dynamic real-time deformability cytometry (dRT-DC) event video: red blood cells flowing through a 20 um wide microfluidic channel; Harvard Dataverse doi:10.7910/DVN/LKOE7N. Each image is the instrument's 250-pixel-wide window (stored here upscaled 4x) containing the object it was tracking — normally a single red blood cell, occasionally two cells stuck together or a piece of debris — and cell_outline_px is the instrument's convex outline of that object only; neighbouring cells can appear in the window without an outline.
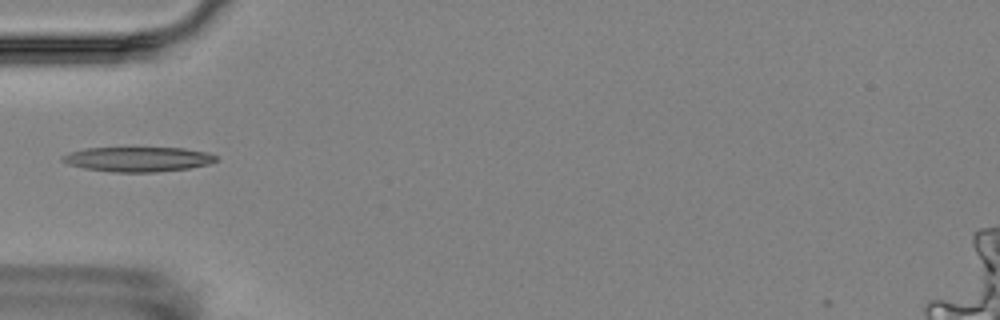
{"species": "Egyptian fruit bat (a non-hibernating species)", "species_latin": "Rousettus aegyptiacus", "temperature_condition": "room temperature", "stored_images_in_passage": 1, "camera_frame_rate_fps": 3000, "um_per_image_px": 0.085, "animal": {"sex": "female"}, "frame": {"image": 1, "passage_image": 1, "time_ms": 0.0, "image_size_px": [1000, 320], "cell_outline_px": [[216, 160], [208, 164], [188, 168], [156, 172], [116, 172], [84, 168], [68, 164], [60, 160], [60, 156], [84, 148], [184, 148], [208, 152], [216, 156]], "centroid_in_image_um": [11.71, 13.53], "position_along_channel_um": 73.3, "area_um2": 22.02}}